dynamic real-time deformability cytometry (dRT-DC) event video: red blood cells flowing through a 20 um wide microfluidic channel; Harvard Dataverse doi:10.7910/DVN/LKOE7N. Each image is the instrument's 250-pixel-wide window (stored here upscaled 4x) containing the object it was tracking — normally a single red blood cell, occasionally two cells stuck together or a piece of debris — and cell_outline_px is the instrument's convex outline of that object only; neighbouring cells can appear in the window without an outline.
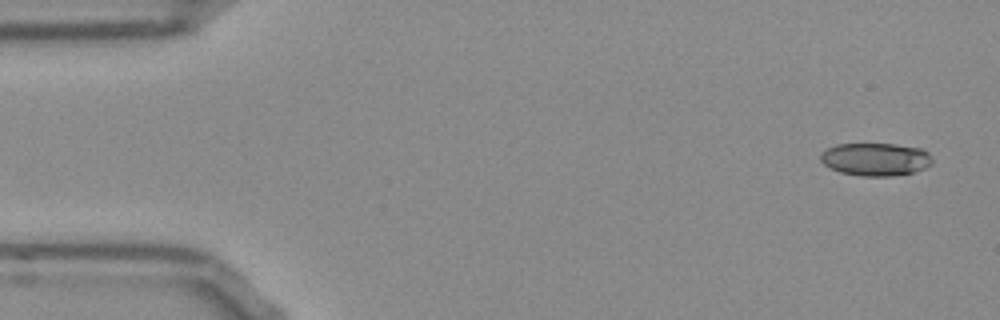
{"species": "Egyptian fruit bat (a non-hibernating species)", "species_latin": "Rousettus aegyptiacus", "temperature_condition": "room temperature", "stored_images_in_passage": 47, "camera_frame_rate_fps": 3000, "um_per_image_px": 0.085, "frame": {"image": 1, "passage_image": 1, "time_ms": 0.0, "image_size_px": [1000, 320], "cell_outline_px": [[932, 164], [924, 168], [912, 172], [892, 176], [860, 176], [840, 172], [824, 164], [820, 160], [820, 152], [836, 144], [892, 144], [920, 148], [928, 152], [932, 160]], "centroid_in_image_um": [74.4, 13.54], "position_along_channel_um": 10.6, "area_um2": 21.33}}
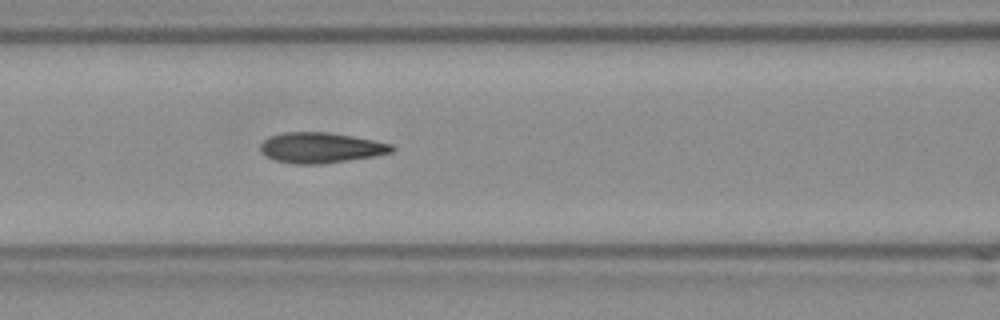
{"frame": {"image": 2, "passage_image": 20, "time_ms": 6.333, "image_size_px": [1000, 320], "cell_outline_px": [[396, 148], [392, 152], [376, 156], [320, 164], [296, 164], [276, 160], [260, 152], [260, 144], [264, 140], [272, 136], [284, 132], [328, 132], [352, 136], [392, 144]], "centroid_in_image_um": [27.28, 12.55], "position_along_channel_um": 139.3, "area_um2": 23.18}}
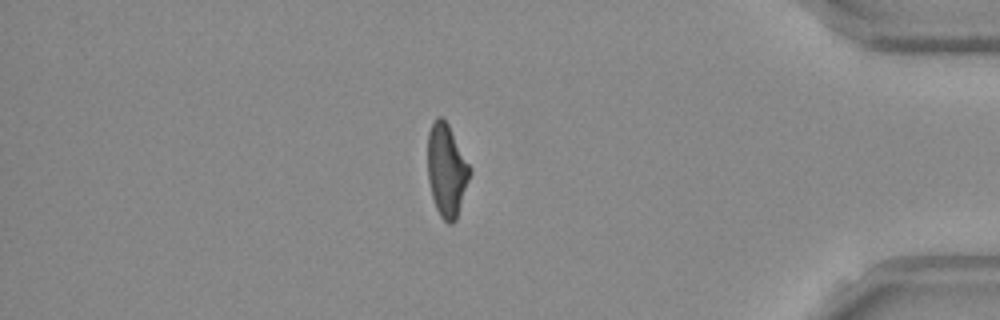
{"frame": {"image": 3, "passage_image": 43, "time_ms": 14.0, "image_size_px": [1000, 320], "cell_outline_px": [[472, 172], [456, 220], [452, 224], [448, 224], [440, 216], [436, 208], [432, 196], [428, 180], [428, 132], [436, 116], [440, 116], [448, 124]], "centroid_in_image_um": [37.96, 14.5], "position_along_channel_um": 397.2, "area_um2": 22.54}}